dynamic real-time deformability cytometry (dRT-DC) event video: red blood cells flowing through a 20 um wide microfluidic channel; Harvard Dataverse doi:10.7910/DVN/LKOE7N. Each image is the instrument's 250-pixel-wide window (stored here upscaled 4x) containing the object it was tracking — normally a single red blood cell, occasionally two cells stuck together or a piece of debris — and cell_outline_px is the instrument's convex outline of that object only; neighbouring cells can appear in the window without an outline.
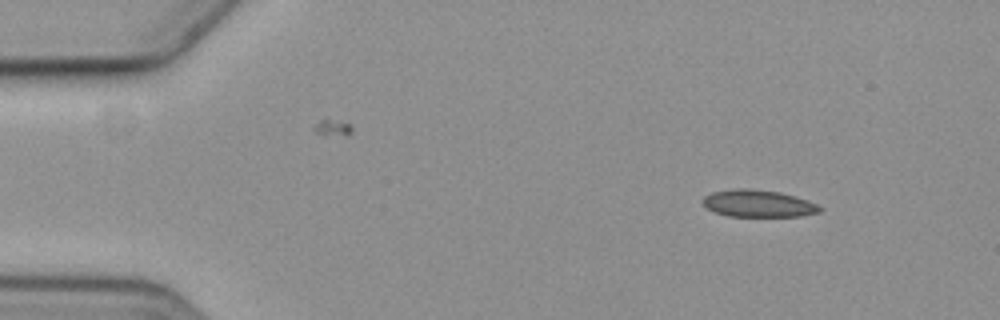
{"species": "common noctule bat (a hibernating species)", "species_latin": "Nyctalus noctula", "temperature_condition": "cold", "stored_images_in_passage": 6, "camera_frame_rate_fps": 3000, "um_per_image_px": 0.085, "animal": {"sex": "female", "body_mass_g": 19.3, "forearm_length_mm": 54.1}, "frame": {"image": 1, "passage_image": 2, "time_ms": 1.0, "image_size_px": [1000, 320], "cell_outline_px": [[820, 212], [800, 216], [728, 216], [716, 212], [708, 208], [704, 204], [704, 196], [712, 192], [736, 188], [744, 188], [780, 192], [816, 204], [820, 208]], "centroid_in_image_um": [64.41, 17.3], "position_along_channel_um": 20.6, "area_um2": 18.03}}
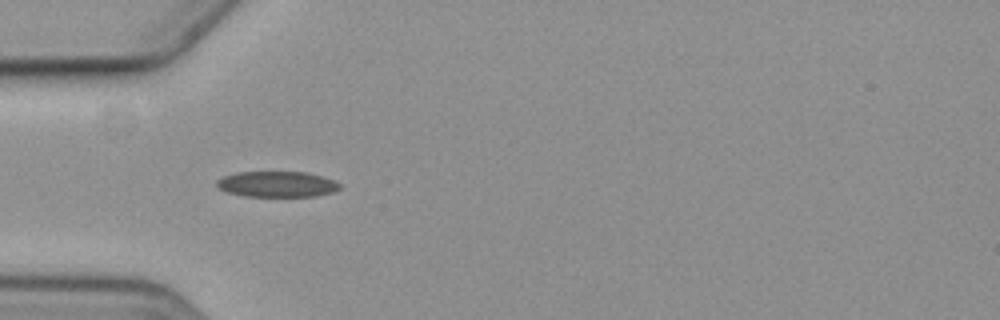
{"frame": {"image": 2, "passage_image": 5, "time_ms": 4.667, "image_size_px": [1000, 320], "cell_outline_px": [[340, 188], [332, 192], [316, 196], [244, 196], [228, 192], [220, 188], [216, 184], [216, 180], [224, 176], [240, 172], [308, 172], [332, 180], [340, 184]], "centroid_in_image_um": [23.54, 15.65], "position_along_channel_um": 61.5, "area_um2": 18.21}}
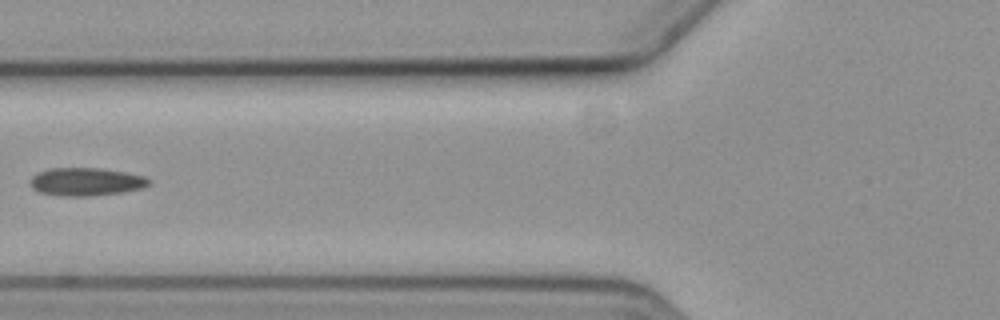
{"frame": {"image": 3, "passage_image": 6, "time_ms": 6.333, "image_size_px": [1000, 320], "cell_outline_px": [[152, 180], [148, 184], [140, 188], [120, 192], [88, 196], [60, 196], [40, 192], [32, 188], [32, 176], [48, 168], [100, 168], [124, 172], [144, 176]], "centroid_in_image_um": [7.3, 15.44], "position_along_channel_um": 118.5, "area_um2": 19.07}}